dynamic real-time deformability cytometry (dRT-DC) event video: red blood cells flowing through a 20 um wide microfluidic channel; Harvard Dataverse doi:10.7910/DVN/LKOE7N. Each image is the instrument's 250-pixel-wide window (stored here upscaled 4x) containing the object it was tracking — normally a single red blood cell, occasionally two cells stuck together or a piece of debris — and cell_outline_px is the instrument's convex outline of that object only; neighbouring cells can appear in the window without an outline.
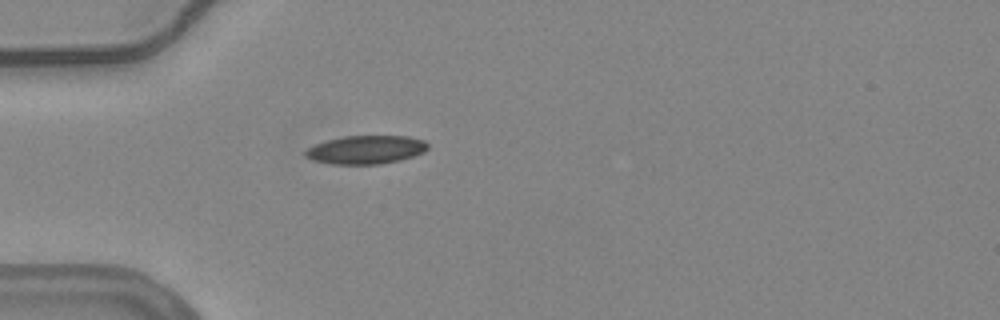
{"species": "common noctule bat (a hibernating species)", "species_latin": "Nyctalus noctula", "temperature_condition": "warm", "stored_images_in_passage": 39, "camera_frame_rate_fps": 3000, "um_per_image_px": 0.085, "animal": {"sex": "female", "body_mass_g": 24.6, "forearm_length_mm": 56.2}, "frame": {"image": 1, "passage_image": 1, "time_ms": 0.0, "image_size_px": [1000, 320], "cell_outline_px": [[428, 148], [424, 152], [400, 160], [380, 164], [332, 164], [312, 160], [304, 156], [304, 152], [308, 148], [316, 144], [328, 140], [344, 136], [408, 136], [424, 140], [428, 144]], "centroid_in_image_um": [31.11, 12.73], "position_along_channel_um": 53.9, "area_um2": 20.23}}
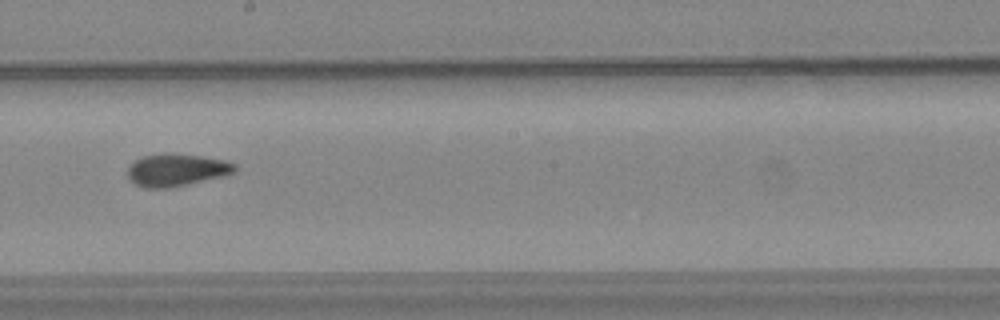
{"frame": {"image": 2, "passage_image": 16, "time_ms": 5.0, "image_size_px": [1000, 320], "cell_outline_px": [[236, 172], [224, 176], [168, 188], [144, 188], [128, 180], [128, 168], [136, 160], [144, 156], [164, 152], [168, 152], [200, 156], [224, 160], [236, 164]], "centroid_in_image_um": [15.0, 14.44], "position_along_channel_um": 233.2, "area_um2": 20.29}}
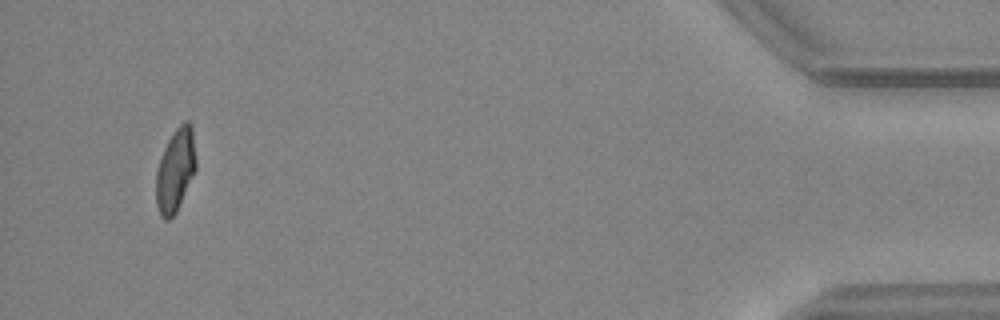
{"frame": {"image": 3, "passage_image": 37, "time_ms": 12.0, "image_size_px": [1000, 320], "cell_outline_px": [[196, 168], [176, 212], [168, 220], [164, 220], [160, 216], [156, 204], [156, 172], [164, 148], [168, 140], [176, 128], [184, 120], [188, 120], [192, 124], [196, 160]], "centroid_in_image_um": [14.91, 14.45], "position_along_channel_um": 420.3, "area_um2": 19.25}, "authors_computed_cell_mechanics": {"area_um2": 19.941, "velocity_mm_per_s": 3.7614, "shape_relaxation_time_tau1_ms": null, "shape_relaxation_time_tau2_ms": 2.3742, "deformation_change_tau1": null, "deformation_change_tau2": 0.083}}